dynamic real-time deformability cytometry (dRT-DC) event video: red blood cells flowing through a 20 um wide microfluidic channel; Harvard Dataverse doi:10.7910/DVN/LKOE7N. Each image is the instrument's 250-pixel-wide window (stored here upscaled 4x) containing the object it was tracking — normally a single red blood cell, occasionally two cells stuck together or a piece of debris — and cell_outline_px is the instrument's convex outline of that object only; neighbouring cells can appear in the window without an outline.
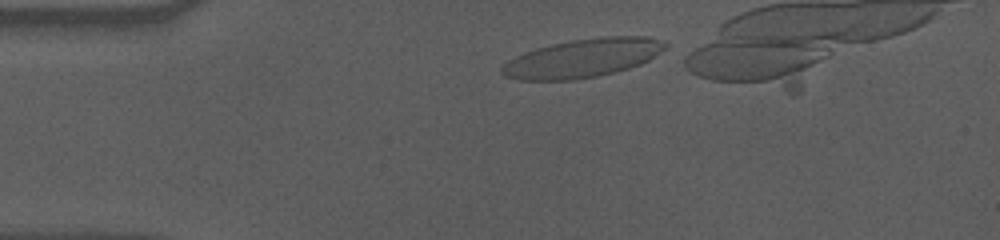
{"species": "human", "species_latin": "Homo sapiens", "temperature_condition": "cold", "stored_images_in_passage": 36, "camera_frame_rate_fps": 3000, "um_per_image_px": 0.085, "donor": {"sex": "male"}, "frame": {"image": 1, "passage_image": 1, "time_ms": 0.0, "image_size_px": [1000, 240], "cell_outline_px": [[668, 48], [648, 60], [640, 64], [628, 68], [596, 76], [572, 80], [516, 80], [504, 76], [500, 72], [500, 68], [508, 60], [516, 56], [536, 48], [568, 40], [600, 36], [648, 36], [668, 40]], "centroid_in_image_um": [49.56, 4.92], "position_along_channel_um": 35.4, "area_um2": 37.05}}
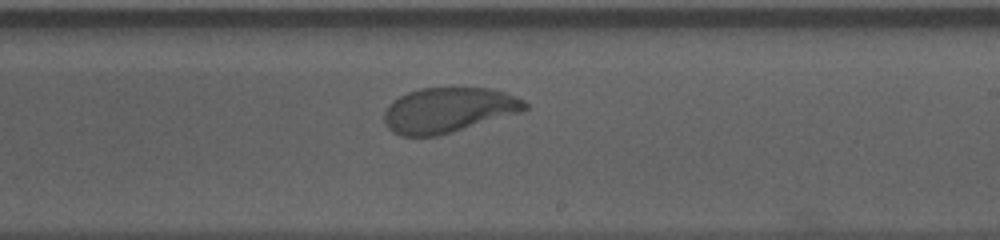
{"frame": {"image": 2, "passage_image": 23, "time_ms": 7.333, "image_size_px": [1000, 240], "cell_outline_px": [[528, 108], [524, 112], [452, 132], [436, 136], [400, 136], [392, 132], [388, 128], [384, 120], [384, 112], [388, 104], [392, 100], [408, 92], [420, 88], [488, 88], [504, 92], [516, 96], [524, 100], [528, 104]], "centroid_in_image_um": [38.12, 9.36], "position_along_channel_um": 250.9, "area_um2": 37.22}}
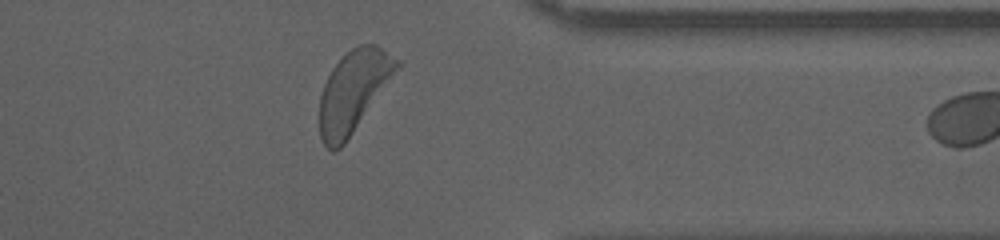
{"frame": {"image": 3, "passage_image": 35, "time_ms": 11.333, "image_size_px": [1000, 240], "cell_outline_px": [[400, 68], [344, 144], [340, 148], [332, 152], [324, 144], [320, 136], [320, 96], [324, 84], [332, 68], [352, 48], [360, 44], [376, 44], [400, 60]], "centroid_in_image_um": [30.06, 7.75], "position_along_channel_um": 381.3, "area_um2": 36.24}}